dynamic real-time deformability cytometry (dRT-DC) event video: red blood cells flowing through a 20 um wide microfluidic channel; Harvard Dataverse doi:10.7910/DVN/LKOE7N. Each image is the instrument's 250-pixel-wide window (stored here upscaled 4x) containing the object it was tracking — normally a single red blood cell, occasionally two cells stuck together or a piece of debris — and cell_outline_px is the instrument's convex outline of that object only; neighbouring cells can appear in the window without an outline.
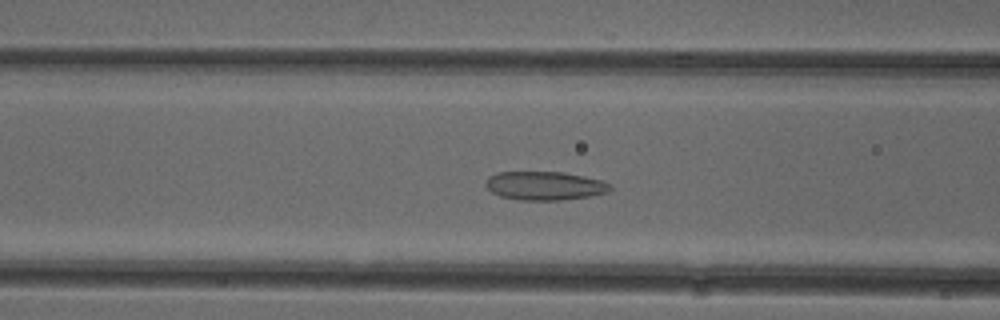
{"species": "common noctule bat (a hibernating species)", "species_latin": "Nyctalus noctula", "temperature_condition": "cold", "stored_images_in_passage": 52, "camera_frame_rate_fps": 3000, "um_per_image_px": 0.085, "animal": {"sex": "female"}, "frame": {"image": 1, "passage_image": 21, "time_ms": 6.667, "image_size_px": [1000, 320], "cell_outline_px": [[612, 188], [608, 192], [592, 196], [560, 200], [516, 200], [500, 196], [492, 192], [484, 184], [484, 180], [488, 176], [496, 172], [564, 172], [600, 180], [612, 184]], "centroid_in_image_um": [46.28, 15.79], "position_along_channel_um": 120.3, "area_um2": 20.98}}
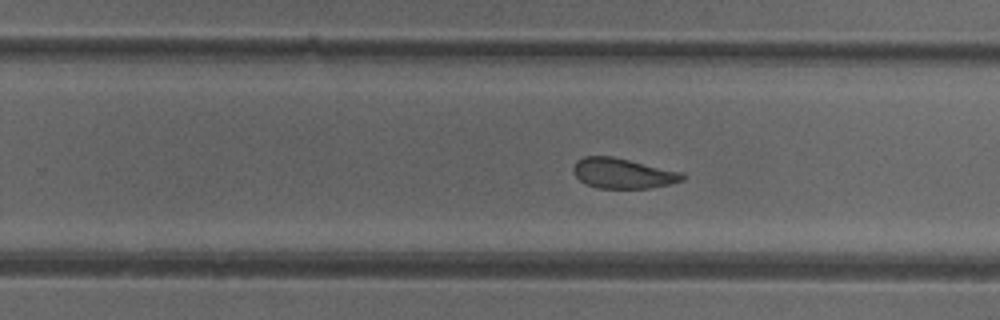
{"frame": {"image": 2, "passage_image": 33, "time_ms": 10.667, "image_size_px": [1000, 320], "cell_outline_px": [[684, 180], [672, 184], [648, 188], [596, 188], [580, 180], [572, 172], [572, 168], [576, 160], [584, 156], [612, 156], [684, 172]], "centroid_in_image_um": [52.95, 14.73], "position_along_channel_um": 276.8, "area_um2": 19.36}}
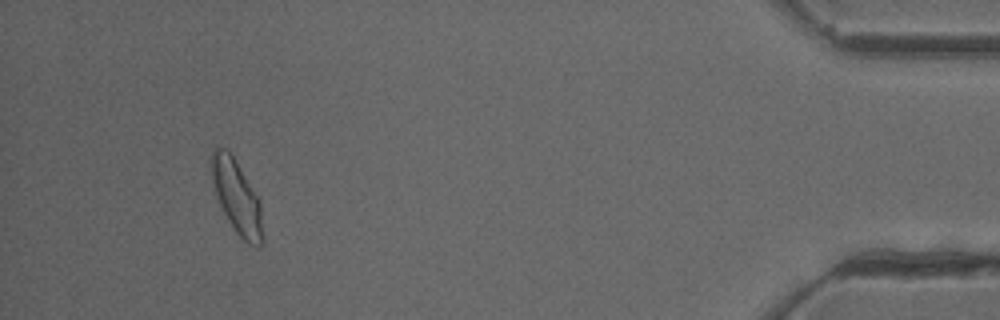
{"frame": {"image": 3, "passage_image": 49, "time_ms": 16.0, "image_size_px": [1000, 320], "cell_outline_px": [[264, 236], [260, 244], [248, 244], [236, 232], [228, 220], [216, 196], [212, 184], [208, 160], [212, 148], [216, 144], [228, 148], [260, 200]], "centroid_in_image_um": [20.07, 16.62], "position_along_channel_um": 415.1, "area_um2": 22.43}, "authors_computed_cell_mechanics": {"area_um2": 21.2704, "velocity_mm_per_s": 3.9217, "shape_relaxation_time_tau1_ms": null, "shape_relaxation_time_tau2_ms": 1.7649, "deformation_change_tau1": null, "deformation_change_tau2": 0.0728}}